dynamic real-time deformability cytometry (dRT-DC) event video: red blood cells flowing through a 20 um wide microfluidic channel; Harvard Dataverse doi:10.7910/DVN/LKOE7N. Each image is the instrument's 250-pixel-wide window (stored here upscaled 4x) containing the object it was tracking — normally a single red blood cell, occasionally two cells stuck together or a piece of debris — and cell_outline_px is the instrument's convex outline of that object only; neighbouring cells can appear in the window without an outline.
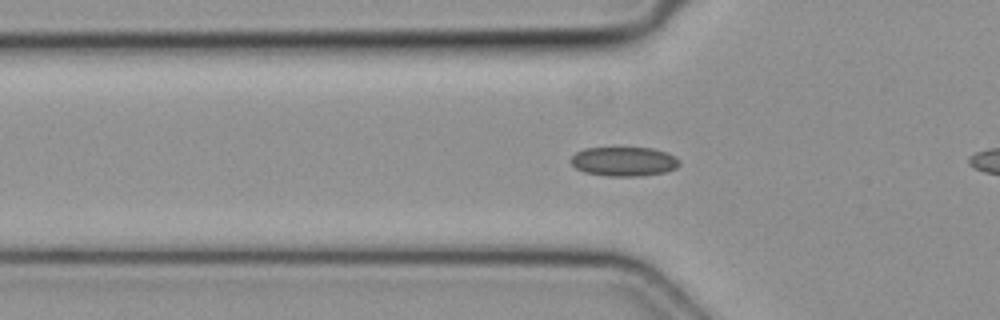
{"species": "common noctule bat (a hibernating species)", "species_latin": "Nyctalus noctula", "temperature_condition": "cold", "stored_images_in_passage": 14, "camera_frame_rate_fps": 3000, "um_per_image_px": 0.085, "animal": {"sex": "female", "body_mass_g": 19.3, "forearm_length_mm": 54.1}, "frame": {"image": 1, "passage_image": 12, "time_ms": 3.667, "image_size_px": [1000, 320], "cell_outline_px": [[680, 164], [676, 168], [668, 172], [640, 176], [608, 176], [584, 172], [576, 168], [572, 164], [572, 156], [576, 152], [584, 148], [652, 148], [668, 152], [676, 156], [680, 160]], "centroid_in_image_um": [53.09, 13.73], "position_along_channel_um": 72.7, "area_um2": 18.67}}